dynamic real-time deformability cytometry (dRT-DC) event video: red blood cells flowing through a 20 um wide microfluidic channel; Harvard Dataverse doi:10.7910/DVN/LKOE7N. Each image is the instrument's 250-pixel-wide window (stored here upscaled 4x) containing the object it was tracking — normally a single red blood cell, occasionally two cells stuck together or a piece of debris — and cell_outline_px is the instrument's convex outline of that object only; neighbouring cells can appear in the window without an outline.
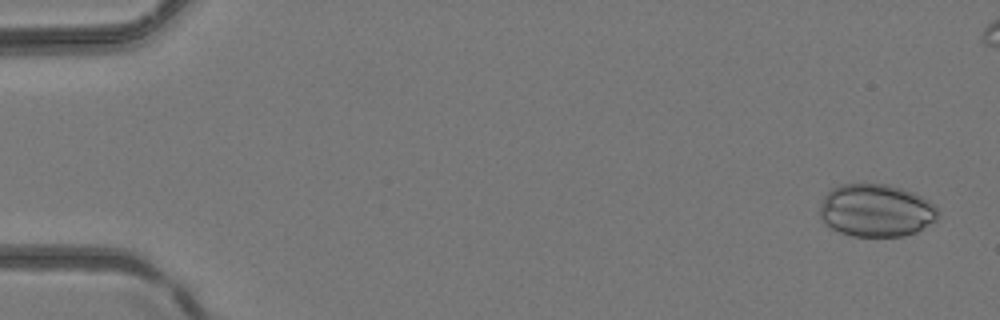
{"species": "common noctule bat (a hibernating species)", "species_latin": "Nyctalus noctula", "temperature_condition": "room temperature", "stored_images_in_passage": 43, "camera_frame_rate_fps": 3000, "um_per_image_px": 0.085, "animal": {"sex": "female", "body_mass_g": 24.6, "forearm_length_mm": 56.2}, "frame": {"image": 1, "passage_image": 2, "time_ms": 0.333, "image_size_px": [1000, 320], "cell_outline_px": [[940, 212], [936, 220], [916, 232], [904, 236], [852, 236], [840, 232], [832, 228], [820, 216], [820, 204], [824, 196], [832, 188], [840, 184], [888, 184], [912, 192], [936, 204]], "centroid_in_image_um": [74.49, 17.88], "position_along_channel_um": 10.5, "area_um2": 36.3}}
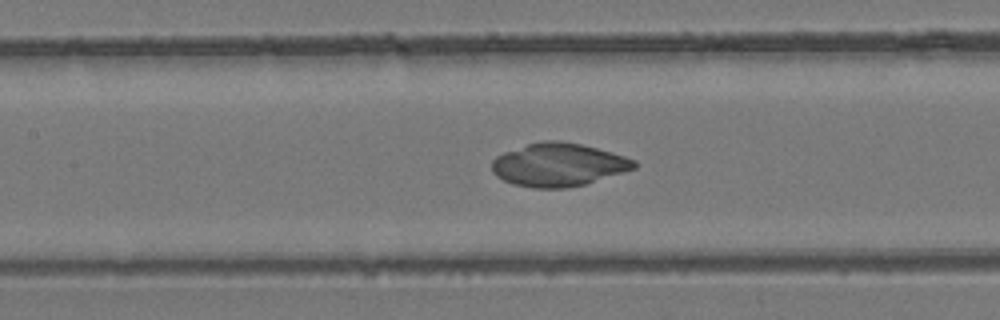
{"frame": {"image": 2, "passage_image": 22, "time_ms": 7.0, "image_size_px": [1000, 320], "cell_outline_px": [[636, 168], [584, 184], [568, 188], [532, 188], [512, 184], [496, 176], [492, 172], [492, 160], [496, 156], [504, 152], [528, 144], [544, 140], [560, 140], [580, 144], [612, 152], [636, 160]], "centroid_in_image_um": [47.44, 14.0], "position_along_channel_um": 160.0, "area_um2": 35.72}}
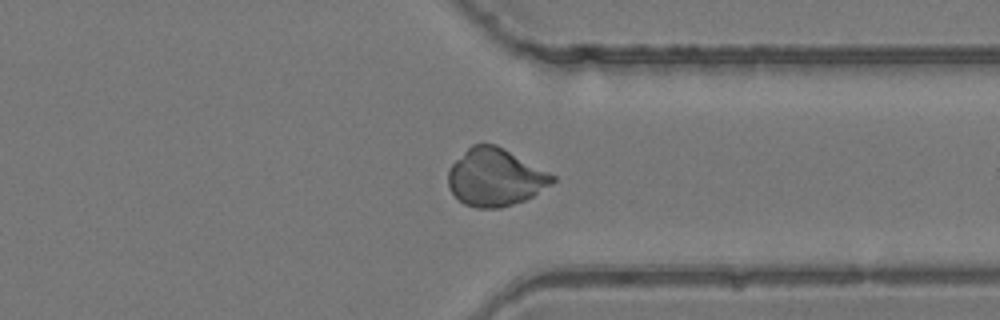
{"frame": {"image": 3, "passage_image": 36, "time_ms": 11.667, "image_size_px": [1000, 320], "cell_outline_px": [[556, 180], [532, 196], [524, 200], [500, 208], [476, 208], [464, 204], [448, 188], [448, 168], [472, 144], [496, 144], [504, 148], [556, 176]], "centroid_in_image_um": [42.07, 15.07], "position_along_channel_um": 369.3, "area_um2": 34.68}}